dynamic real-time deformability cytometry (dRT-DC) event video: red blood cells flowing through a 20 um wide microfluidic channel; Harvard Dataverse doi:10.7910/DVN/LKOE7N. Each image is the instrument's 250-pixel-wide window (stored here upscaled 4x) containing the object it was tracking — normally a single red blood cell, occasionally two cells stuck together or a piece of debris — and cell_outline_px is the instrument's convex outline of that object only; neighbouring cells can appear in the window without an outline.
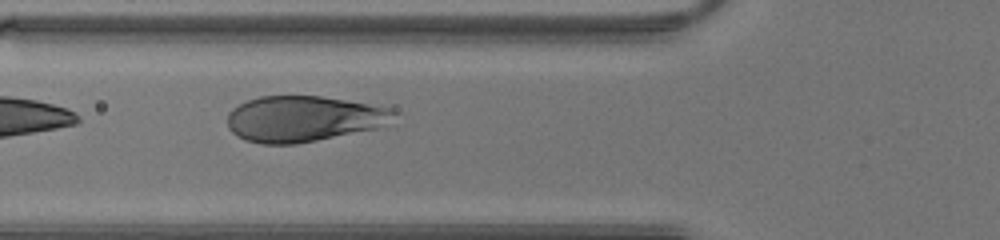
{"species": "human", "species_latin": "Homo sapiens", "temperature_condition": "warm", "stored_images_in_passage": 27, "camera_frame_rate_fps": 3000, "um_per_image_px": 0.085, "donor": {"sex": "male"}, "frame": {"image": 1, "passage_image": 13, "time_ms": 4.0, "image_size_px": [1000, 240], "cell_outline_px": [[396, 124], [380, 128], [296, 144], [260, 144], [244, 140], [236, 136], [228, 128], [228, 112], [232, 108], [248, 100], [260, 96], [320, 96], [392, 108], [396, 112]], "centroid_in_image_um": [25.85, 10.11], "position_along_channel_um": 99.9, "area_um2": 45.03}}